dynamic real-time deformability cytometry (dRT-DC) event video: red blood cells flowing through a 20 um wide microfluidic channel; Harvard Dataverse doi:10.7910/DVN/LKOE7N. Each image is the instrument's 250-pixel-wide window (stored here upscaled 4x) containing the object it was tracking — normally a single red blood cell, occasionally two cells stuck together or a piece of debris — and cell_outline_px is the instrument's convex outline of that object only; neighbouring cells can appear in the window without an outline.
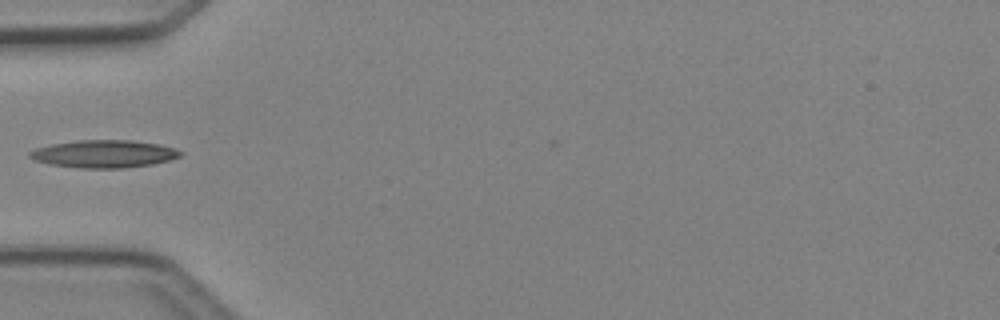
{"species": "Egyptian fruit bat (a non-hibernating species)", "species_latin": "Rousettus aegyptiacus", "temperature_condition": "cold", "stored_images_in_passage": 32, "camera_frame_rate_fps": 3000, "um_per_image_px": 0.085, "animal": {"sex": "female"}, "frame": {"image": 1, "passage_image": 1, "time_ms": 0.0, "image_size_px": [1000, 320], "cell_outline_px": [[184, 152], [180, 156], [168, 160], [152, 164], [124, 168], [80, 168], [52, 164], [36, 160], [28, 156], [28, 152], [36, 148], [52, 144], [80, 140], [128, 140], [160, 144]], "centroid_in_image_um": [8.84, 13.08], "position_along_channel_um": 76.2, "area_um2": 23.99}}
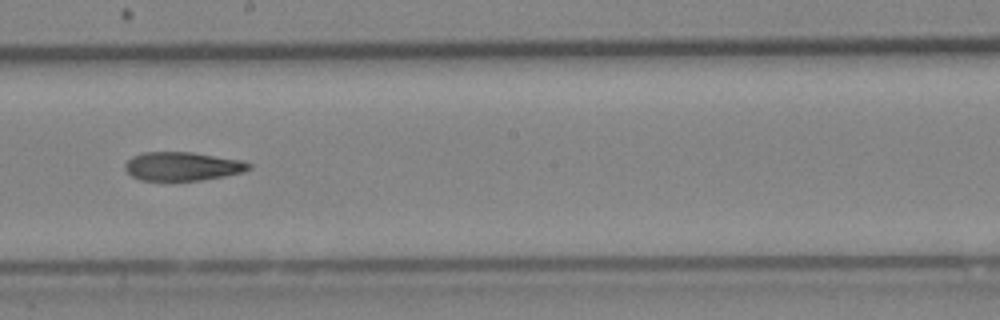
{"frame": {"image": 2, "passage_image": 12, "time_ms": 3.667, "image_size_px": [1000, 320], "cell_outline_px": [[252, 168], [244, 172], [224, 176], [200, 180], [140, 180], [132, 176], [124, 168], [124, 164], [132, 156], [144, 152], [192, 152], [240, 160], [252, 164]], "centroid_in_image_um": [15.51, 14.13], "position_along_channel_um": 232.7, "area_um2": 20.63}}
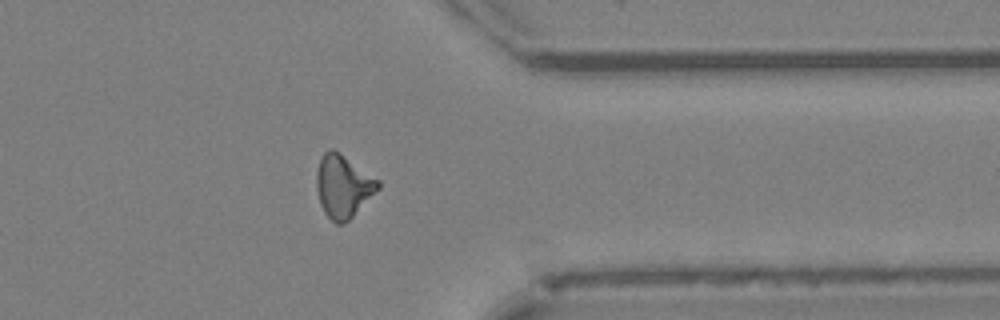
{"frame": {"image": 3, "passage_image": 23, "time_ms": 7.333, "image_size_px": [1000, 320], "cell_outline_px": [[380, 188], [344, 224], [336, 224], [324, 212], [320, 204], [316, 188], [316, 172], [320, 160], [324, 152], [328, 148], [332, 148], [340, 152], [380, 180]], "centroid_in_image_um": [29.16, 15.8], "position_along_channel_um": 382.2, "area_um2": 22.54}}